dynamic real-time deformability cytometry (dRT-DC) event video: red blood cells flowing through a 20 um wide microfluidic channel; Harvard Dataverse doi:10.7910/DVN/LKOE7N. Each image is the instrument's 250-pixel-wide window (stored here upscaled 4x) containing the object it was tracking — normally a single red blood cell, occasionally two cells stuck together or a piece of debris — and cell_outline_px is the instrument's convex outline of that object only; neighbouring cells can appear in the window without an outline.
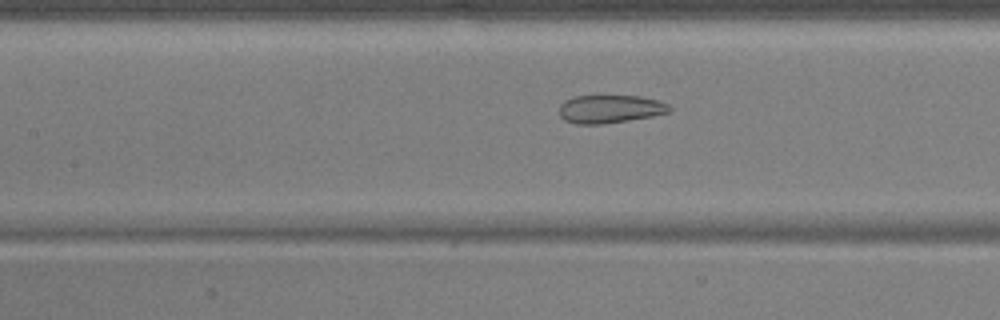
{"species": "common noctule bat (a hibernating species)", "species_latin": "Nyctalus noctula", "temperature_condition": "warm", "stored_images_in_passage": 51, "camera_frame_rate_fps": 3000, "um_per_image_px": 0.085, "animal": {"sex": "male", "body_mass_g": 17.9, "forearm_length_mm": 54.2}, "frame": {"image": 1, "passage_image": 22, "time_ms": 7.0, "image_size_px": [1000, 320], "cell_outline_px": [[672, 108], [668, 112], [652, 116], [628, 120], [600, 124], [576, 124], [564, 120], [560, 116], [560, 104], [564, 100], [576, 96], [592, 92], [596, 92], [640, 96], [656, 100], [668, 104]], "centroid_in_image_um": [51.79, 9.2], "position_along_channel_um": 155.6, "area_um2": 18.9}}
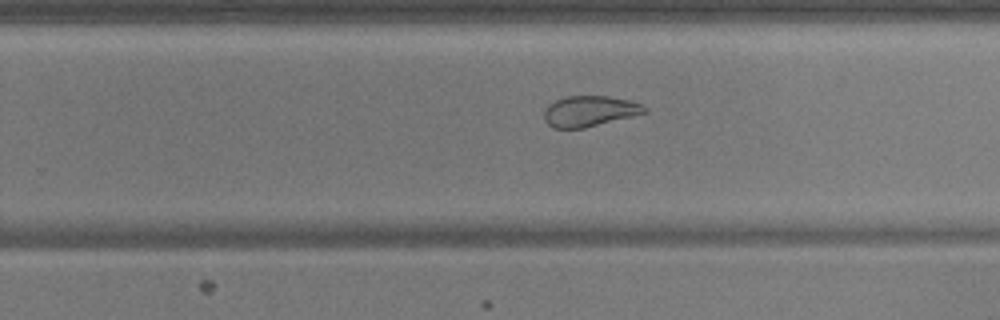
{"frame": {"image": 2, "passage_image": 32, "time_ms": 10.333, "image_size_px": [1000, 320], "cell_outline_px": [[648, 112], [584, 128], [552, 128], [544, 120], [544, 108], [548, 104], [556, 100], [568, 96], [608, 96], [628, 100], [640, 104], [648, 108]], "centroid_in_image_um": [50.08, 9.45], "position_along_channel_um": 279.7, "area_um2": 17.92}}
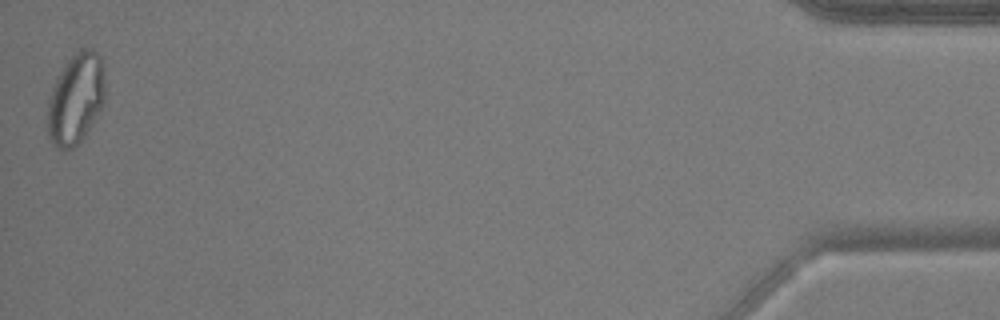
{"frame": {"image": 3, "passage_image": 51, "time_ms": 16.667, "image_size_px": [1000, 320], "cell_outline_px": [[104, 104], [84, 136], [72, 148], [56, 148], [48, 136], [48, 100], [52, 88], [60, 72], [68, 60], [80, 48], [92, 48], [100, 56], [104, 68]], "centroid_in_image_um": [6.45, 8.37], "position_along_channel_um": 428.7, "area_um2": 30.17}, "authors_computed_cell_mechanics": {"area_um2": 24.7384, "velocity_mm_per_s": 3.732, "shape_relaxation_time_tau1_ms": null, "shape_relaxation_time_tau2_ms": 1.2965, "deformation_change_tau1": null, "deformation_change_tau2": 0.0781}}